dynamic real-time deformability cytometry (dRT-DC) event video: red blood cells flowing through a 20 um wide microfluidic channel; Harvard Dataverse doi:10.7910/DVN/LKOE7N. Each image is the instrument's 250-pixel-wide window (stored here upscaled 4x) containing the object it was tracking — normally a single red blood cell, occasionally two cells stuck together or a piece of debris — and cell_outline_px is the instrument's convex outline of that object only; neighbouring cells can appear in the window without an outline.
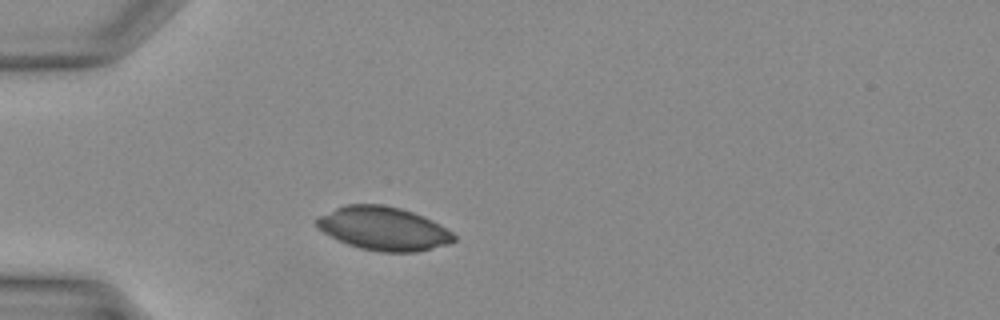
{"species": "Egyptian fruit bat (a non-hibernating species)", "species_latin": "Rousettus aegyptiacus", "temperature_condition": "warm", "stored_images_in_passage": 29, "camera_frame_rate_fps": 3000, "um_per_image_px": 0.085, "animal": {"sex": "female"}, "frame": {"image": 1, "passage_image": 1, "time_ms": 0.0, "image_size_px": [1000, 320], "cell_outline_px": [[456, 240], [448, 244], [416, 252], [380, 252], [360, 248], [348, 244], [324, 232], [312, 220], [316, 216], [344, 204], [380, 204], [400, 208], [412, 212], [432, 220], [440, 224], [452, 232], [456, 236]], "centroid_in_image_um": [32.58, 19.42], "position_along_channel_um": 52.4, "area_um2": 34.8}}
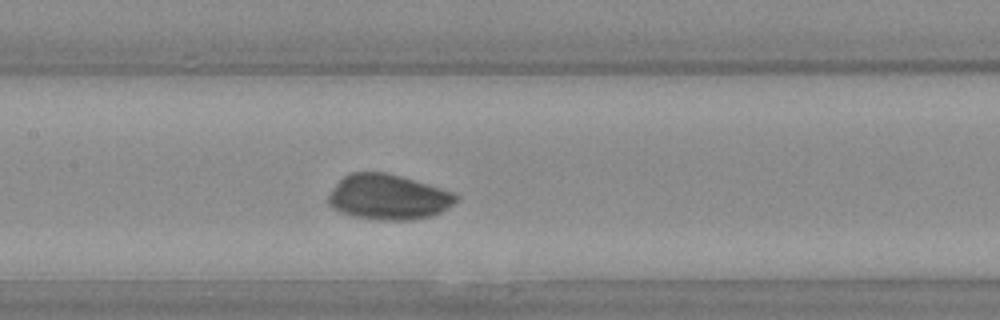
{"frame": {"image": 2, "passage_image": 9, "time_ms": 2.667, "image_size_px": [1000, 320], "cell_outline_px": [[460, 196], [448, 208], [432, 216], [412, 220], [380, 220], [352, 216], [340, 212], [332, 208], [328, 204], [328, 196], [340, 180], [344, 176], [352, 172], [384, 172], [400, 176], [452, 192]], "centroid_in_image_um": [32.98, 16.76], "position_along_channel_um": 174.4, "area_um2": 33.41}}
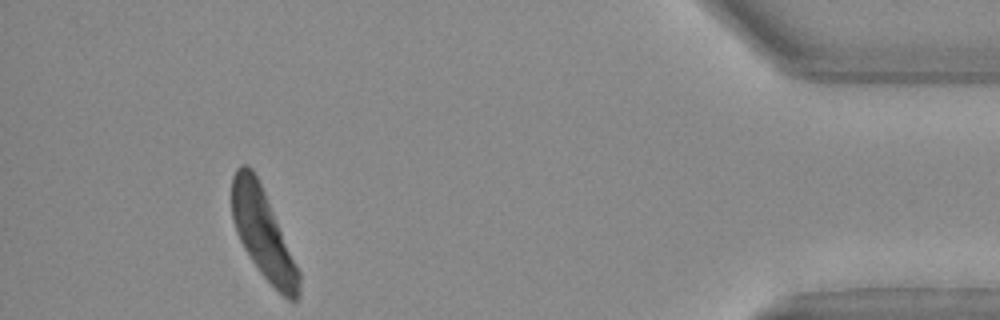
{"frame": {"image": 3, "passage_image": 26, "time_ms": 8.333, "image_size_px": [1000, 320], "cell_outline_px": [[300, 296], [296, 300], [288, 300], [260, 272], [244, 248], [240, 240], [232, 220], [232, 176], [236, 168], [240, 164], [244, 164], [252, 168], [264, 192], [300, 272]], "centroid_in_image_um": [22.34, 19.85], "position_along_channel_um": 412.9, "area_um2": 34.16}}